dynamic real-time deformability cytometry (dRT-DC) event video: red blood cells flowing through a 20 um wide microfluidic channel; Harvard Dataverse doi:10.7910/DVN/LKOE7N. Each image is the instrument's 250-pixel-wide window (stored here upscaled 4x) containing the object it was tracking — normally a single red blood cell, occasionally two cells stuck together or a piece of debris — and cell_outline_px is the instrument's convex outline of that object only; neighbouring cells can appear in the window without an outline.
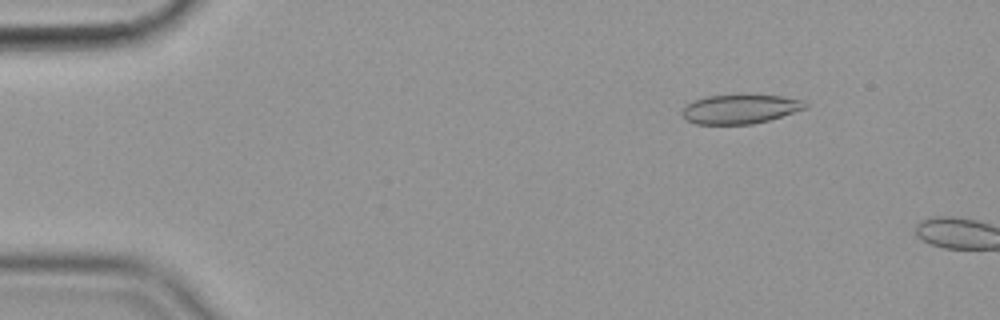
{"species": "common noctule bat (a hibernating species)", "species_latin": "Nyctalus noctula", "temperature_condition": "cold", "stored_images_in_passage": 7, "camera_frame_rate_fps": 3000, "um_per_image_px": 0.085, "animal": {"sex": "female", "body_mass_g": 19.9}, "frame": {"image": 1, "passage_image": 5, "time_ms": 1.333, "image_size_px": [1000, 320], "cell_outline_px": [[808, 104], [804, 108], [768, 120], [752, 124], [696, 124], [688, 120], [680, 112], [688, 104], [696, 100], [708, 96], [780, 96], [804, 100]], "centroid_in_image_um": [62.9, 9.28], "position_along_channel_um": 22.1, "area_um2": 20.23}}